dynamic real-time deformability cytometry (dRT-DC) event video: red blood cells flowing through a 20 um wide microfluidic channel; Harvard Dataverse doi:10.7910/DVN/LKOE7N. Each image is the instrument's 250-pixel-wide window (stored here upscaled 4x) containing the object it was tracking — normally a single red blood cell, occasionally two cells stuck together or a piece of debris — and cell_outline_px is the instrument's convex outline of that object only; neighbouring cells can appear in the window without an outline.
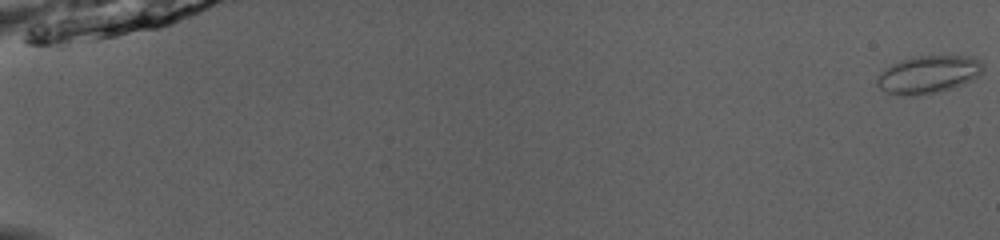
{"species": "common noctule bat (a hibernating species)", "species_latin": "Nyctalus noctula", "temperature_condition": "room temperature", "stored_images_in_passage": 52, "camera_frame_rate_fps": 3000, "um_per_image_px": 0.085, "animal": {"sex": "male", "body_mass_g": 13.0, "forearm_length_mm": 53.1}, "frame": {"image": 1, "passage_image": 1, "time_ms": 0.0, "image_size_px": [1000, 240], "cell_outline_px": [[984, 68], [980, 76], [964, 84], [940, 92], [916, 96], [904, 96], [888, 92], [880, 88], [876, 84], [876, 76], [880, 72], [892, 64], [900, 60], [912, 56], [972, 56], [980, 60]], "centroid_in_image_um": [78.92, 6.33], "position_along_channel_um": 6.1, "area_um2": 23.64}}
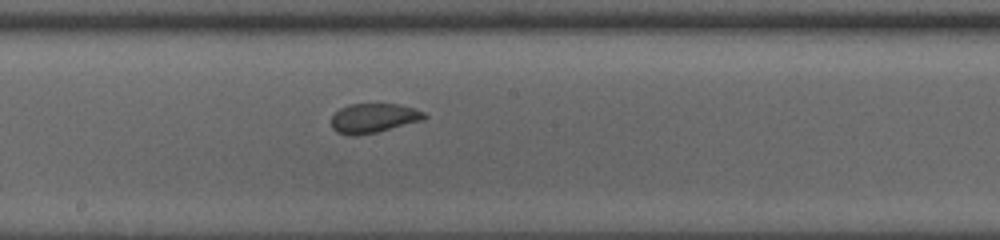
{"frame": {"image": 2, "passage_image": 31, "time_ms": 10.0, "image_size_px": [1000, 240], "cell_outline_px": [[428, 116], [424, 120], [376, 132], [356, 136], [348, 136], [336, 132], [332, 128], [332, 116], [340, 108], [348, 104], [396, 104], [412, 108], [424, 112]], "centroid_in_image_um": [31.73, 10.05], "position_along_channel_um": 216.5, "area_um2": 15.95}}
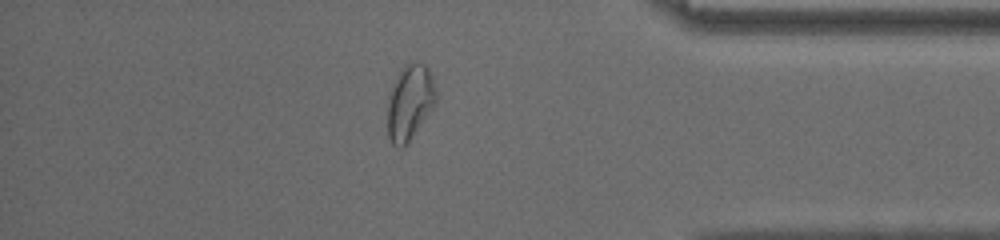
{"frame": {"image": 3, "passage_image": 46, "time_ms": 15.0, "image_size_px": [1000, 240], "cell_outline_px": [[436, 100], [432, 108], [408, 144], [400, 148], [392, 144], [388, 136], [388, 96], [392, 84], [404, 64], [412, 60], [416, 60], [424, 64], [428, 68], [432, 76], [436, 88]], "centroid_in_image_um": [34.83, 8.67], "position_along_channel_um": 400.4, "area_um2": 21.5}}